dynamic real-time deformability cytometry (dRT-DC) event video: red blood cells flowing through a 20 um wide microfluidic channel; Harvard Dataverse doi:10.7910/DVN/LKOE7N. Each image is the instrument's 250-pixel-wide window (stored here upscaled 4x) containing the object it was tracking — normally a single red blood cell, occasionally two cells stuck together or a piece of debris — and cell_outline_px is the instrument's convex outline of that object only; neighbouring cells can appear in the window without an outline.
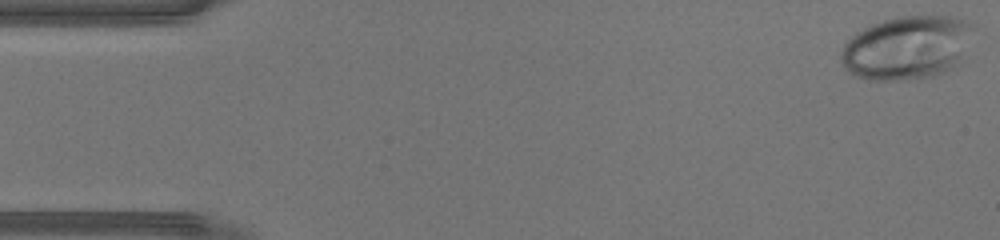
{"species": "human", "species_latin": "Homo sapiens", "temperature_condition": "warm", "stored_images_in_passage": 44, "camera_frame_rate_fps": 3000, "um_per_image_px": 0.085, "donor": {"sex": "male"}, "frame": {"image": 1, "passage_image": 1, "time_ms": 0.0, "image_size_px": [1000, 240], "cell_outline_px": [[976, 28], [952, 64], [944, 72], [936, 76], [900, 80], [872, 80], [856, 76], [848, 72], [844, 68], [840, 60], [840, 52], [844, 44], [856, 32], [864, 28], [884, 20], [904, 16], [952, 16], [976, 24]], "centroid_in_image_um": [77.01, 4.04], "position_along_channel_um": 8.0, "area_um2": 48.32}}
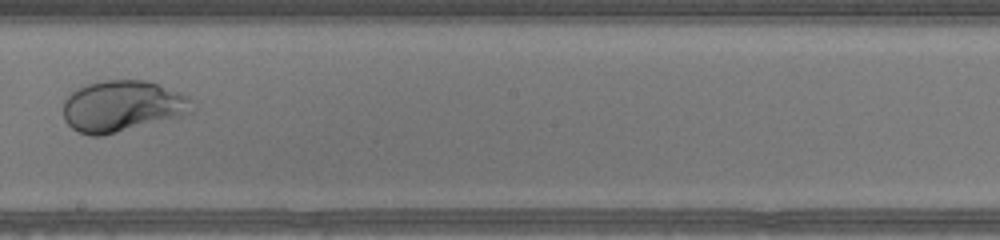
{"frame": {"image": 2, "passage_image": 25, "time_ms": 8.0, "image_size_px": [1000, 240], "cell_outline_px": [[196, 108], [192, 112], [180, 116], [104, 136], [92, 136], [80, 132], [72, 128], [64, 120], [64, 100], [76, 88], [88, 84], [104, 80], [148, 80], [160, 84], [180, 92], [196, 100]], "centroid_in_image_um": [10.45, 9.01], "position_along_channel_um": 237.7, "area_um2": 38.9}}
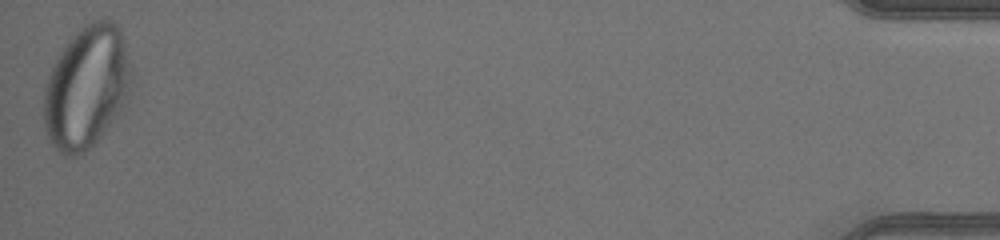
{"frame": {"image": 3, "passage_image": 44, "time_ms": 14.333, "image_size_px": [1000, 240], "cell_outline_px": [[132, 72], [128, 88], [120, 112], [100, 136], [84, 152], [76, 156], [64, 156], [48, 140], [44, 128], [44, 84], [52, 64], [68, 40], [84, 24], [92, 20], [108, 16], [120, 28]], "centroid_in_image_um": [7.32, 7.37], "position_along_channel_um": 427.9, "area_um2": 62.48}}